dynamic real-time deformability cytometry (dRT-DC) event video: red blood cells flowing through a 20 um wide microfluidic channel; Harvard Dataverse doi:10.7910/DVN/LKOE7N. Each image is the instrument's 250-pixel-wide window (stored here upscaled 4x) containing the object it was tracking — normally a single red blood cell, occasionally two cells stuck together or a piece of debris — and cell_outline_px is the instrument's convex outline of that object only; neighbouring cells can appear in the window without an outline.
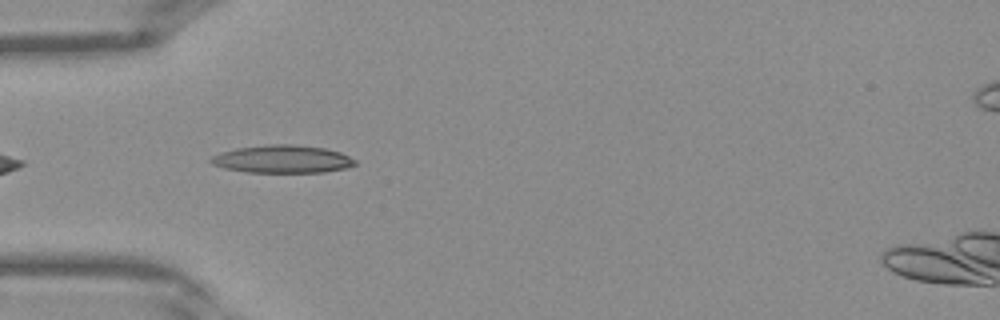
{"species": "Egyptian fruit bat (a non-hibernating species)", "species_latin": "Rousettus aegyptiacus", "temperature_condition": "warm", "stored_images_in_passage": 30, "camera_frame_rate_fps": 3000, "um_per_image_px": 0.085, "frame": {"image": 1, "passage_image": 2, "time_ms": 0.333, "image_size_px": [1000, 320], "cell_outline_px": [[356, 164], [348, 168], [324, 172], [244, 172], [224, 168], [212, 164], [208, 160], [212, 156], [220, 152], [236, 148], [268, 144], [292, 144], [324, 148], [340, 152], [356, 160]], "centroid_in_image_um": [23.98, 13.52], "position_along_channel_um": 61.0, "area_um2": 23.47}}
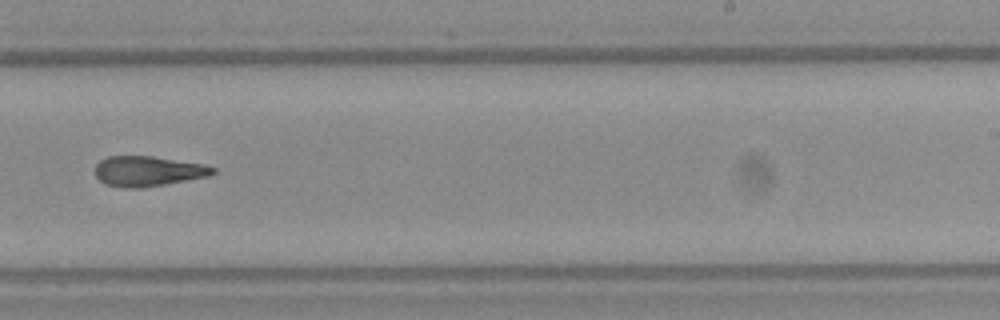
{"frame": {"image": 2, "passage_image": 15, "time_ms": 4.667, "image_size_px": [1000, 320], "cell_outline_px": [[216, 172], [208, 176], [164, 184], [140, 188], [124, 188], [104, 184], [96, 176], [96, 164], [100, 160], [108, 156], [152, 156], [204, 164], [216, 168]], "centroid_in_image_um": [12.56, 14.55], "position_along_channel_um": 276.4, "area_um2": 20.63}}
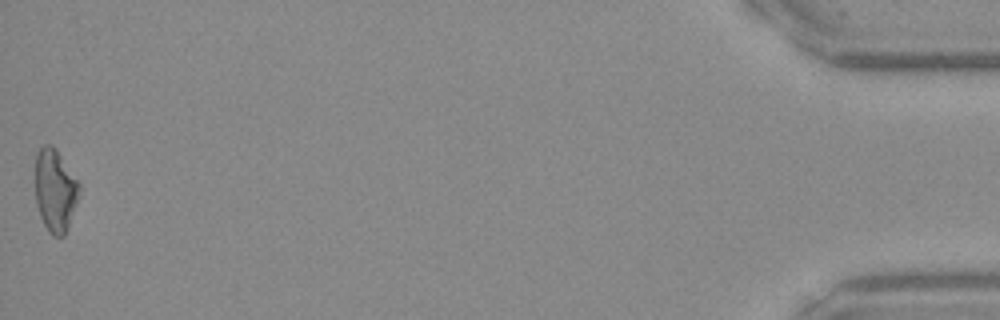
{"frame": {"image": 3, "passage_image": 30, "time_ms": 9.667, "image_size_px": [1000, 320], "cell_outline_px": [[80, 196], [64, 236], [52, 236], [48, 232], [40, 216], [36, 204], [36, 152], [44, 144], [52, 144], [56, 148], [80, 184]], "centroid_in_image_um": [4.7, 16.18], "position_along_channel_um": 430.5, "area_um2": 21.33}}